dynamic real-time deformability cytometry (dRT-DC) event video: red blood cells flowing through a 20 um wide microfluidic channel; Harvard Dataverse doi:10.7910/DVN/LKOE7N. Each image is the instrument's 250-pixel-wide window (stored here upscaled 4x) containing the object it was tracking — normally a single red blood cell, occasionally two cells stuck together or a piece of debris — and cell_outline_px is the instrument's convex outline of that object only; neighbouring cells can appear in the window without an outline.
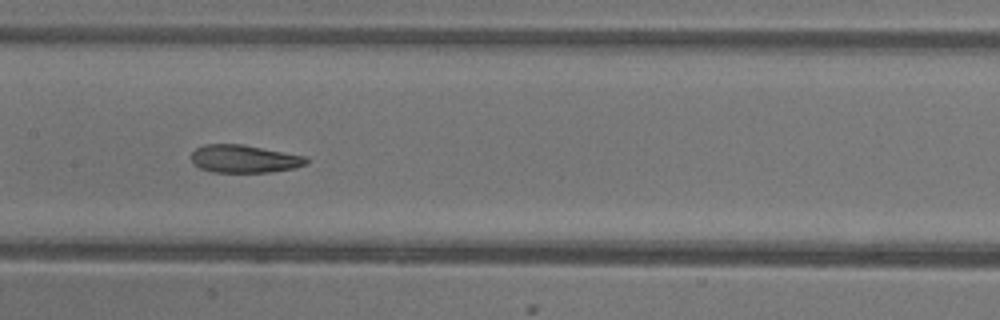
{"species": "common noctule bat (a hibernating species)", "species_latin": "Nyctalus noctula", "temperature_condition": "warm", "stored_images_in_passage": 39, "camera_frame_rate_fps": 3000, "um_per_image_px": 0.085, "animal": {"sex": "female"}, "frame": {"image": 1, "passage_image": 12, "time_ms": 3.667, "image_size_px": [1000, 320], "cell_outline_px": [[308, 164], [292, 168], [272, 172], [212, 172], [200, 168], [192, 164], [192, 152], [196, 148], [204, 144], [240, 144], [308, 156]], "centroid_in_image_um": [20.76, 13.5], "position_along_channel_um": 186.6, "area_um2": 18.73}, "authors_computed_cell_mechanics": {"area_um2": 20.3456, "velocity_mm_per_s": 3.8737, "shape_relaxation_time_tau1_ms": 7.0249, "shape_relaxation_time_tau2_ms": 2.3682, "deformation_change_tau1": 0.2019, "deformation_change_tau2": 0.1042}}